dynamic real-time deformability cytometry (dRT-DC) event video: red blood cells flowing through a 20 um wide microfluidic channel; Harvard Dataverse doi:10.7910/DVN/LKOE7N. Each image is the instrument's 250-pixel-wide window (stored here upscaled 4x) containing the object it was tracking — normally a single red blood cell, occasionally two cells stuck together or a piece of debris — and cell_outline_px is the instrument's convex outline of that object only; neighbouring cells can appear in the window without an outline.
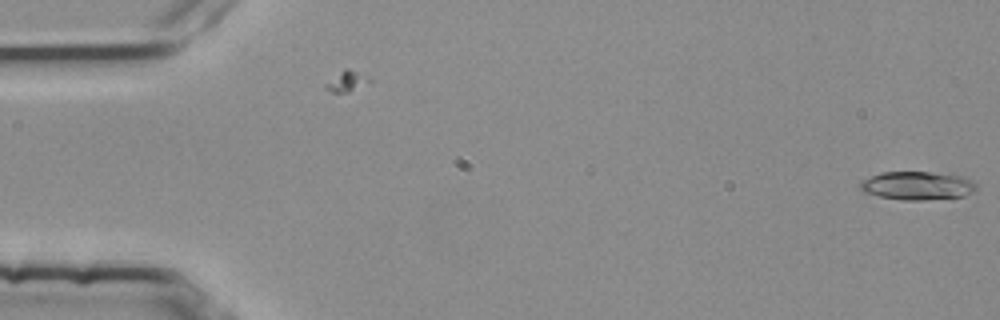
{"species": "common noctule bat (a hibernating species)", "species_latin": "Nyctalus noctula", "temperature_condition": "room temperature", "stored_images_in_passage": 2, "camera_frame_rate_fps": 3000, "um_per_image_px": 0.085, "animal": {"sex": "female", "body_mass_g": 25.1}, "frame": {"image": 1, "passage_image": 2, "time_ms": 0.333, "image_size_px": [1000, 320], "cell_outline_px": [[976, 188], [972, 192], [964, 196], [924, 200], [904, 200], [880, 196], [864, 192], [860, 188], [860, 180], [884, 172], [928, 172], [964, 176], [972, 180], [976, 184]], "centroid_in_image_um": [77.98, 15.78], "position_along_channel_um": 7.0, "area_um2": 19.07}}